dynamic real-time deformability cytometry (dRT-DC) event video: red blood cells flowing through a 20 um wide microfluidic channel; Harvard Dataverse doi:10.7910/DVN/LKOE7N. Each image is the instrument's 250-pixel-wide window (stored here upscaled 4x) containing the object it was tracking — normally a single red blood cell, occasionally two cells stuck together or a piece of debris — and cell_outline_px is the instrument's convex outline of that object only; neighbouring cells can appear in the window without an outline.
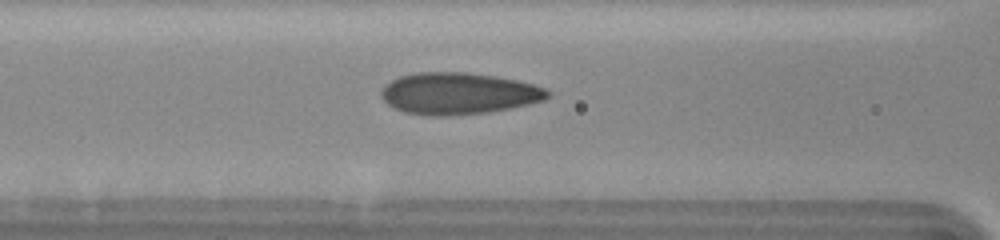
{"species": "human", "species_latin": "Homo sapiens", "temperature_condition": "cold", "stored_images_in_passage": 37, "camera_frame_rate_fps": 3000, "um_per_image_px": 0.085, "donor": {"sex": "female"}, "frame": {"image": 1, "passage_image": 25, "time_ms": 8.0, "image_size_px": [1000, 240], "cell_outline_px": [[552, 92], [544, 100], [512, 108], [488, 112], [448, 116], [428, 116], [404, 112], [388, 104], [380, 96], [380, 92], [392, 80], [400, 76], [416, 72], [468, 72], [496, 76], [516, 80], [548, 88]], "centroid_in_image_um": [39.0, 7.95], "position_along_channel_um": 127.6, "area_um2": 40.58}}